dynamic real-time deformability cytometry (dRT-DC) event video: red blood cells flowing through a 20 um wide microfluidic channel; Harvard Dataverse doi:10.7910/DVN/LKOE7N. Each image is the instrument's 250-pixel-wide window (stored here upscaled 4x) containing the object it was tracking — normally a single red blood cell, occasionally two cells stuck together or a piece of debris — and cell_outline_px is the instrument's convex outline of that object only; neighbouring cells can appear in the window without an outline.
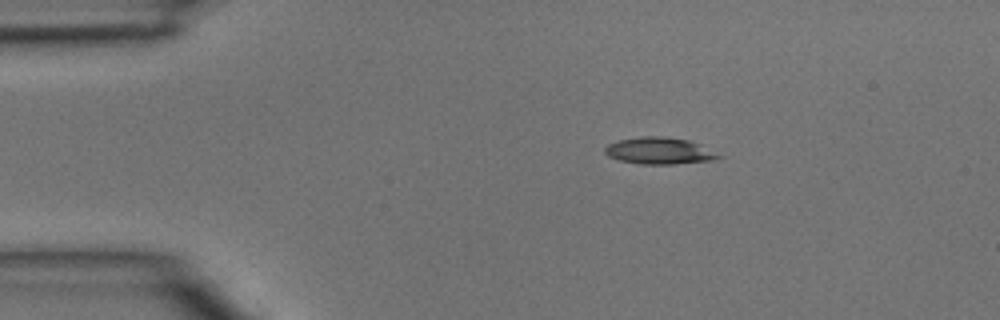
{"species": "common noctule bat (a hibernating species)", "species_latin": "Nyctalus noctula", "temperature_condition": "room temperature", "stored_images_in_passage": 44, "camera_frame_rate_fps": 3000, "um_per_image_px": 0.085, "animal": {"sex": "male", "body_mass_g": 15.6}, "frame": {"image": 1, "passage_image": 6, "time_ms": 1.667, "image_size_px": [1000, 320], "cell_outline_px": [[724, 156], [716, 160], [672, 164], [640, 164], [620, 160], [608, 156], [604, 152], [604, 148], [608, 144], [620, 140], [640, 136], [664, 136], [688, 140], [700, 144]], "centroid_in_image_um": [56.07, 12.82], "position_along_channel_um": 28.9, "area_um2": 17.8}}
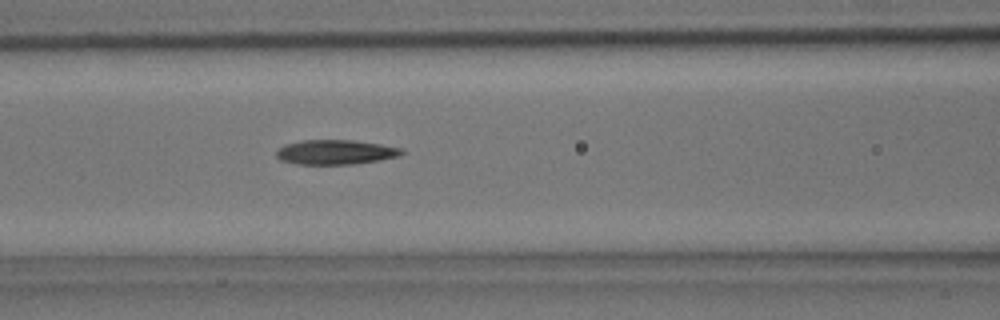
{"frame": {"image": 2, "passage_image": 17, "time_ms": 5.333, "image_size_px": [1000, 320], "cell_outline_px": [[404, 152], [400, 156], [380, 160], [352, 164], [296, 164], [280, 160], [276, 156], [276, 148], [284, 144], [300, 140], [352, 140], [380, 144], [404, 148]], "centroid_in_image_um": [28.5, 12.93], "position_along_channel_um": 138.1, "area_um2": 18.21}}
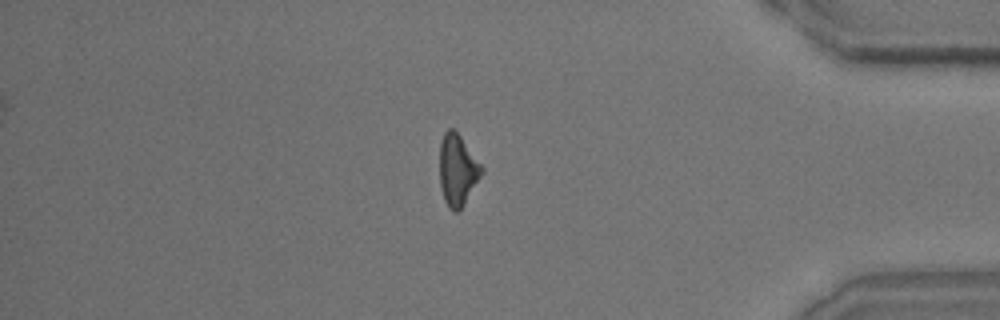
{"frame": {"image": 3, "passage_image": 37, "time_ms": 12.0, "image_size_px": [1000, 320], "cell_outline_px": [[484, 172], [464, 204], [456, 212], [452, 212], [448, 208], [444, 200], [440, 188], [440, 140], [444, 132], [448, 128], [452, 128], [460, 136], [484, 168]], "centroid_in_image_um": [38.88, 14.46], "position_along_channel_um": 396.3, "area_um2": 17.51}}